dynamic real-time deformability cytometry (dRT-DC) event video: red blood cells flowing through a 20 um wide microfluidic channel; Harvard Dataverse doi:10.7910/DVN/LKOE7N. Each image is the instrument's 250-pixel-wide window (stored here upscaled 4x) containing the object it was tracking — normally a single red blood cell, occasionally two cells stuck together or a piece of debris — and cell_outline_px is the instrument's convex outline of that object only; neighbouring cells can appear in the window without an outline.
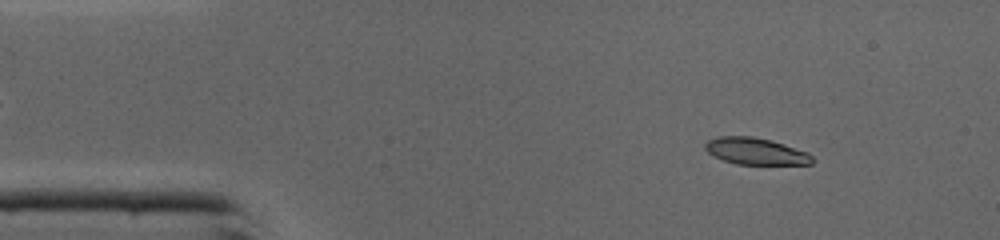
{"species": "common noctule bat (a hibernating species)", "species_latin": "Nyctalus noctula", "temperature_condition": "cold", "stored_images_in_passage": 45, "camera_frame_rate_fps": 3000, "um_per_image_px": 0.085, "animal": {"sex": "male", "body_mass_g": 19.0, "forearm_length_mm": 50.8}, "frame": {"image": 1, "passage_image": 5, "time_ms": 1.333, "image_size_px": [1000, 240], "cell_outline_px": [[816, 160], [812, 164], [736, 164], [724, 160], [708, 152], [704, 148], [704, 144], [708, 140], [716, 136], [752, 136], [772, 140], [808, 152]], "centroid_in_image_um": [64.25, 12.84], "position_along_channel_um": 20.7, "area_um2": 16.76}}
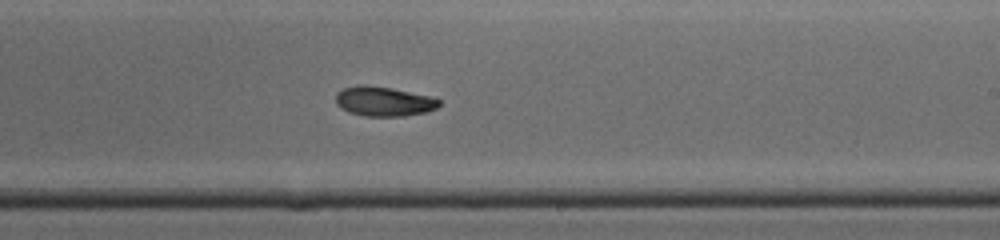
{"frame": {"image": 2, "passage_image": 26, "time_ms": 8.333, "image_size_px": [1000, 240], "cell_outline_px": [[440, 104], [436, 108], [424, 112], [404, 116], [364, 116], [348, 112], [340, 108], [336, 104], [336, 92], [344, 88], [360, 84], [364, 84], [392, 88], [436, 96], [440, 100]], "centroid_in_image_um": [32.63, 8.6], "position_along_channel_um": 256.4, "area_um2": 18.15}}
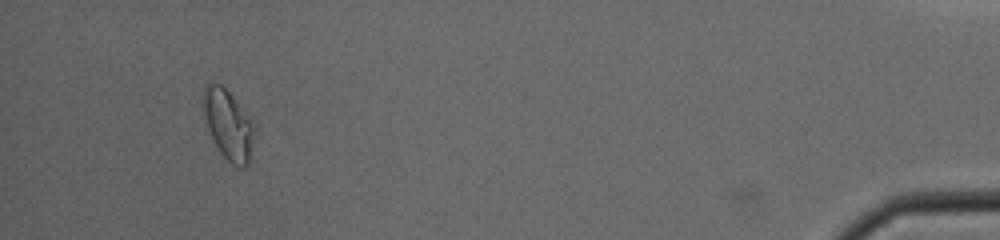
{"frame": {"image": 3, "passage_image": 42, "time_ms": 13.667, "image_size_px": [1000, 240], "cell_outline_px": [[256, 128], [248, 164], [244, 168], [240, 168], [232, 164], [220, 152], [208, 128], [200, 108], [200, 96], [204, 88], [208, 84], [220, 84], [232, 96], [252, 120]], "centroid_in_image_um": [19.37, 10.58], "position_along_channel_um": 415.8, "area_um2": 20.92}, "authors_computed_cell_mechanics": {"area_um2": 18.0336, "velocity_mm_per_s": 4.3866, "shape_relaxation_time_tau1_ms": 5.2456, "shape_relaxation_time_tau2_ms": null, "deformation_change_tau1": 0.1719, "deformation_change_tau2": null}}